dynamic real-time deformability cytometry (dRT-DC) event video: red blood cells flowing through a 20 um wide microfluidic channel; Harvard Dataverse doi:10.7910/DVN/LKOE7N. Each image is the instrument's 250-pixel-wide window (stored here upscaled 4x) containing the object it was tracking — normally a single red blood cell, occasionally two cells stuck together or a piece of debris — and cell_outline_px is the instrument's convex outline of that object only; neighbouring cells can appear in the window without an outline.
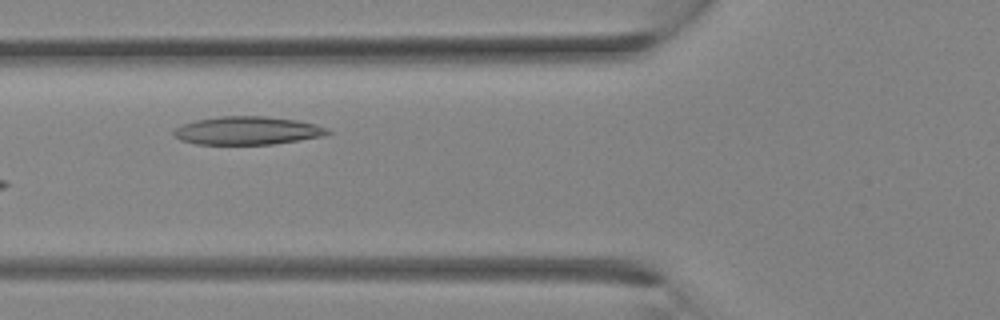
{"species": "Egyptian fruit bat (a non-hibernating species)", "species_latin": "Rousettus aegyptiacus", "temperature_condition": "room temperature", "stored_images_in_passage": 4, "camera_frame_rate_fps": 3000, "um_per_image_px": 0.085, "animal": {"sex": "female"}, "frame": {"image": 1, "passage_image": 4, "time_ms": 3.333, "image_size_px": [1000, 320], "cell_outline_px": [[332, 132], [324, 136], [300, 140], [272, 144], [196, 144], [180, 140], [172, 132], [180, 124], [196, 120], [220, 116], [264, 116], [296, 120], [316, 124], [328, 128]], "centroid_in_image_um": [21.04, 11.1], "position_along_channel_um": 104.8, "area_um2": 25.32}}